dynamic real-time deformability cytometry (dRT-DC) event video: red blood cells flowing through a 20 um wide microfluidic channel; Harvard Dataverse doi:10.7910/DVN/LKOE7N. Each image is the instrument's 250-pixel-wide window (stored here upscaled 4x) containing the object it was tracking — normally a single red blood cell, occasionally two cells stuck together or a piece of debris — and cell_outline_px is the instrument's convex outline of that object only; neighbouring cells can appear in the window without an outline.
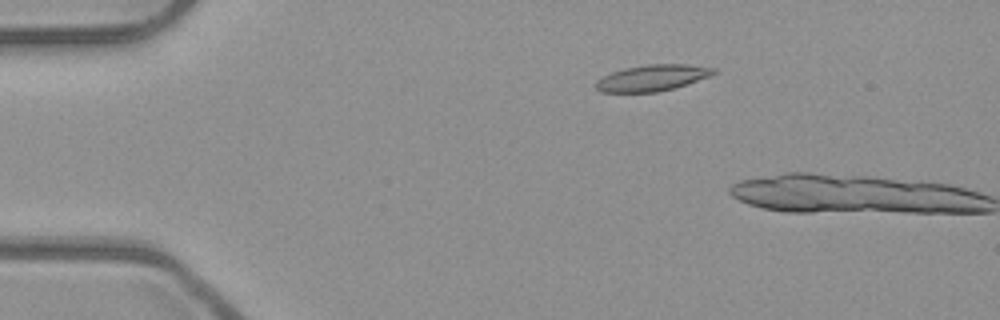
{"species": "common noctule bat (a hibernating species)", "species_latin": "Nyctalus noctula", "temperature_condition": "room temperature", "stored_images_in_passage": 4, "camera_frame_rate_fps": 3000, "um_per_image_px": 0.085, "animal": {"sex": "male", "body_mass_g": 23.1, "forearm_length_mm": 52.7}, "frame": {"image": 1, "passage_image": 3, "time_ms": 0.667, "image_size_px": [1000, 320], "cell_outline_px": [[716, 72], [712, 76], [676, 88], [656, 92], [600, 92], [596, 88], [596, 80], [612, 72], [624, 68], [648, 64], [688, 64], [716, 68]], "centroid_in_image_um": [55.49, 6.62], "position_along_channel_um": 29.5, "area_um2": 18.15}}